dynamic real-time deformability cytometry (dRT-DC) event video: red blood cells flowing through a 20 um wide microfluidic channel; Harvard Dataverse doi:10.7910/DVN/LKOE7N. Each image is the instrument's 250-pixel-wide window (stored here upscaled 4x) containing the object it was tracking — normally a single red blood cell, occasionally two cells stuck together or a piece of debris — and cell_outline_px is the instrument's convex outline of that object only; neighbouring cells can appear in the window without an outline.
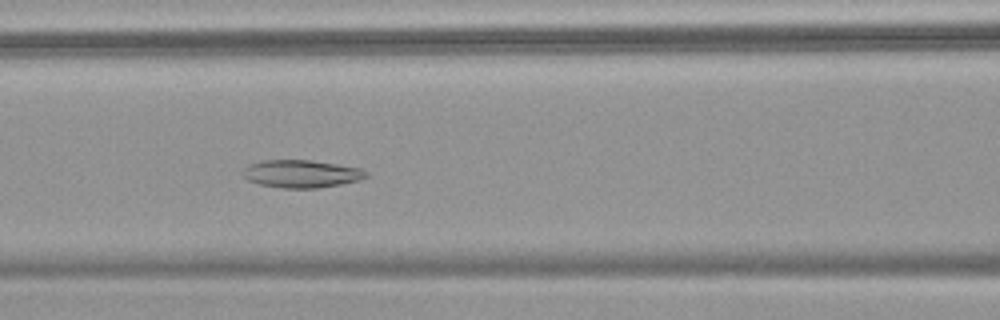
{"species": "common noctule bat (a hibernating species)", "species_latin": "Nyctalus noctula", "temperature_condition": "warm", "stored_images_in_passage": 56, "camera_frame_rate_fps": 3000, "um_per_image_px": 0.085, "animal": {"sex": "female", "body_mass_g": 18.4}, "frame": {"image": 1, "passage_image": 25, "time_ms": 8.0, "image_size_px": [1000, 320], "cell_outline_px": [[368, 176], [360, 180], [340, 184], [316, 188], [284, 188], [260, 184], [248, 180], [244, 176], [244, 168], [248, 164], [260, 160], [312, 160], [360, 168], [368, 172]], "centroid_in_image_um": [25.62, 14.76], "position_along_channel_um": 141.0, "area_um2": 19.83}}
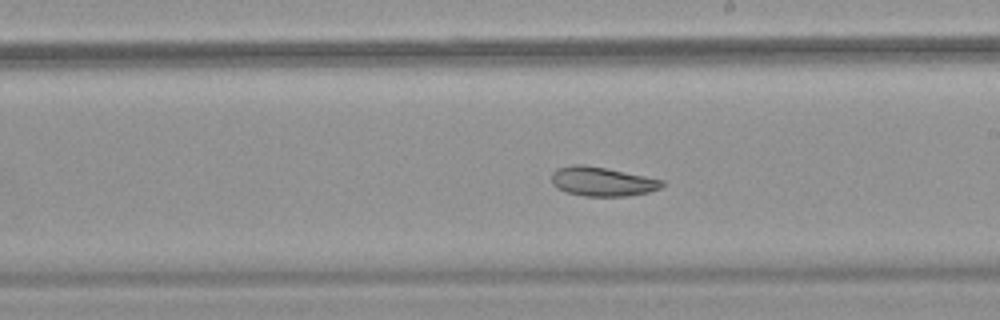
{"frame": {"image": 2, "passage_image": 33, "time_ms": 10.667, "image_size_px": [1000, 320], "cell_outline_px": [[664, 184], [660, 188], [648, 192], [628, 196], [584, 196], [568, 192], [556, 188], [552, 184], [552, 172], [556, 168], [572, 164], [584, 164], [664, 180]], "centroid_in_image_um": [51.15, 15.43], "position_along_channel_um": 237.9, "area_um2": 18.73}}
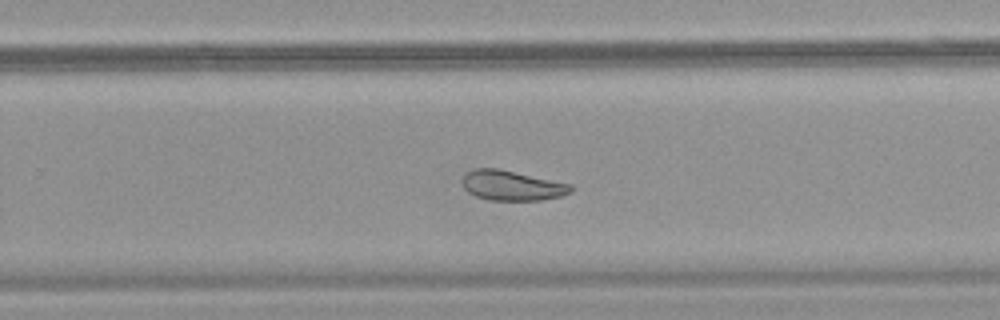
{"frame": {"image": 3, "passage_image": 37, "time_ms": 12.0, "image_size_px": [1000, 320], "cell_outline_px": [[572, 192], [560, 196], [540, 200], [488, 200], [476, 196], [468, 192], [464, 188], [460, 180], [468, 172], [476, 168], [500, 168], [572, 184]], "centroid_in_image_um": [43.51, 15.76], "position_along_channel_um": 286.3, "area_um2": 19.07}, "authors_computed_cell_mechanics": {"area_um2": 25.4898, "velocity_mm_per_s": 3.6536, "shape_relaxation_time_tau1_ms": null, "shape_relaxation_time_tau2_ms": 8.721, "deformation_change_tau1": null, "deformation_change_tau2": 0.1316}}